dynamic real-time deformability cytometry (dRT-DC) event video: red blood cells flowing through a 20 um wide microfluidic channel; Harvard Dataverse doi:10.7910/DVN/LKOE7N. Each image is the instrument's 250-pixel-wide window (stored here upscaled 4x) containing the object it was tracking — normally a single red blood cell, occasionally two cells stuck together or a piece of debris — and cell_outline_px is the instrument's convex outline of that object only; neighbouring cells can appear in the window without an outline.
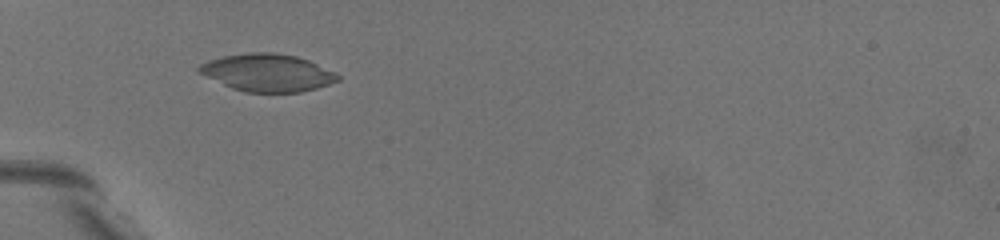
{"species": "common noctule bat (a hibernating species)", "species_latin": "Nyctalus noctula", "temperature_condition": "warm", "stored_images_in_passage": 3, "camera_frame_rate_fps": 3000, "um_per_image_px": 0.085, "animal": {"sex": "female", "body_mass_g": 19.5, "forearm_length_mm": 54.1}, "frame": {"image": 1, "passage_image": 1, "time_ms": 0.0, "image_size_px": [1000, 240], "cell_outline_px": [[180, 208], [164, 208], [120, 168], [108, 148], [112, 140], [116, 140], [136, 148], [140, 152], [168, 184], [180, 204]], "centroid_in_image_um": [12.19, 14.77], "position_along_channel_um": 72.8, "area_um2": 13.35}}